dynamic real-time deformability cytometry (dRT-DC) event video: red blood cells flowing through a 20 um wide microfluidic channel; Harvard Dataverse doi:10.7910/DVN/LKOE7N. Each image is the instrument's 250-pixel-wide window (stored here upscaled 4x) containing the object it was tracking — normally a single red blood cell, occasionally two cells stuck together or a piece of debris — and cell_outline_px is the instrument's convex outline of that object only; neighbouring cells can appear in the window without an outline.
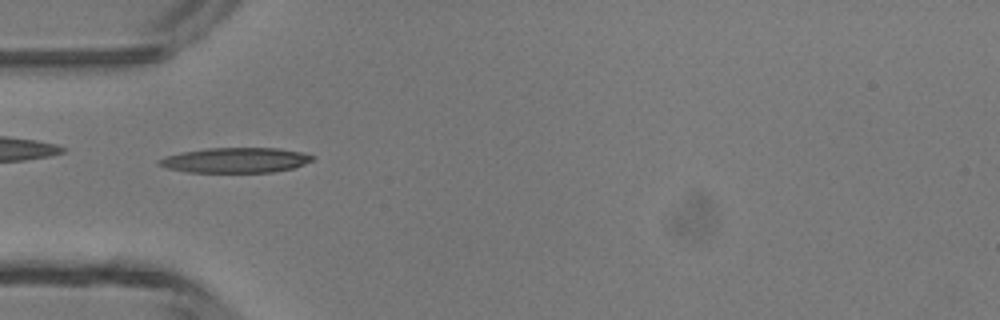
{"species": "common noctule bat (a hibernating species)", "species_latin": "Nyctalus noctula", "temperature_condition": "room temperature", "stored_images_in_passage": 35, "camera_frame_rate_fps": 3000, "um_per_image_px": 0.085, "animal": {"sex": "male", "body_mass_g": 13.3}, "frame": {"image": 1, "passage_image": 9, "time_ms": 2.667, "image_size_px": [1000, 320], "cell_outline_px": [[316, 156], [312, 160], [304, 164], [292, 168], [272, 172], [188, 172], [168, 168], [156, 164], [156, 160], [164, 156], [180, 152], [208, 148], [280, 148], [300, 152]], "centroid_in_image_um": [19.97, 13.61], "position_along_channel_um": 65.0, "area_um2": 22.48}}
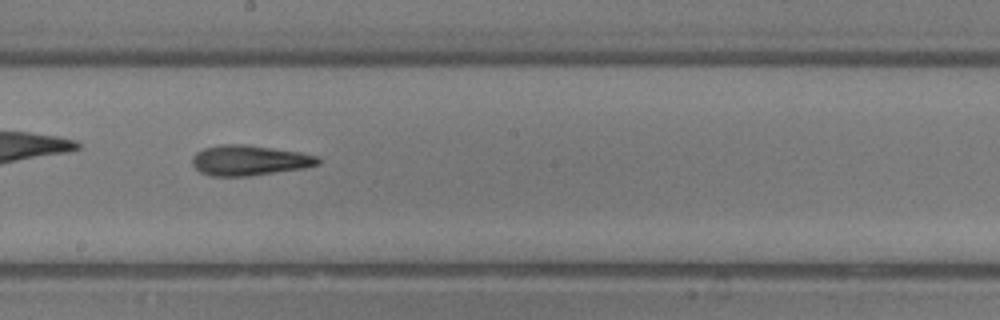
{"frame": {"image": 2, "passage_image": 20, "time_ms": 6.333, "image_size_px": [1000, 320], "cell_outline_px": [[320, 164], [304, 168], [248, 176], [212, 176], [200, 172], [192, 164], [192, 156], [196, 152], [204, 148], [220, 144], [244, 144], [300, 152], [320, 156]], "centroid_in_image_um": [21.2, 13.62], "position_along_channel_um": 227.0, "area_um2": 22.25}}
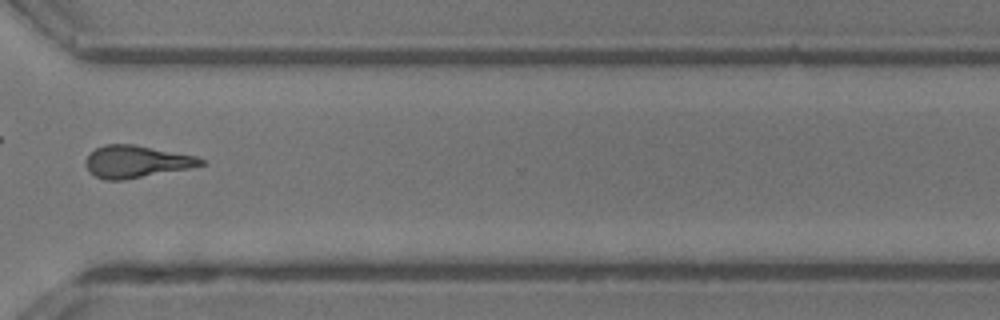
{"frame": {"image": 3, "passage_image": 29, "time_ms": 9.333, "image_size_px": [1000, 320], "cell_outline_px": [[204, 164], [188, 168], [124, 180], [104, 180], [88, 172], [84, 164], [84, 160], [96, 148], [104, 144], [136, 144], [196, 156], [204, 160]], "centroid_in_image_um": [11.53, 13.73], "position_along_channel_um": 359.1, "area_um2": 21.62}, "authors_computed_cell_mechanics": {"area_um2": 21.5594, "velocity_mm_per_s": 4.4205, "shape_relaxation_time_tau1_ms": 6.0505, "shape_relaxation_time_tau2_ms": 3.2799, "deformation_change_tau1": 0.2098, "deformation_change_tau2": 0.1485}}